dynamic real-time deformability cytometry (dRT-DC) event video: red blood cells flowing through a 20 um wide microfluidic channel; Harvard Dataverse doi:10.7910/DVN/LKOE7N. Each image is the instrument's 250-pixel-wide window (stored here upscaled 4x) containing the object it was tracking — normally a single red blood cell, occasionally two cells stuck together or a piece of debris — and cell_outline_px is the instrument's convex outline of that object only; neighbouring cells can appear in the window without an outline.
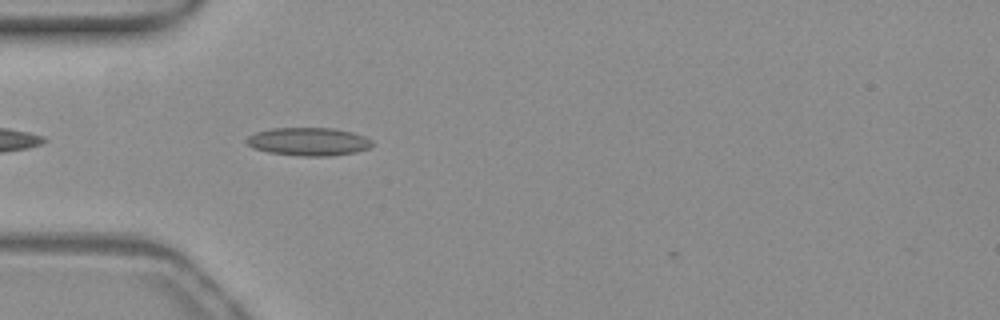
{"species": "common noctule bat (a hibernating species)", "species_latin": "Nyctalus noctula", "temperature_condition": "warm", "stored_images_in_passage": 13, "camera_frame_rate_fps": 3000, "um_per_image_px": 0.085, "animal": {"sex": "female", "body_mass_g": 19.3, "forearm_length_mm": 54.1}, "frame": {"image": 1, "passage_image": 1, "time_ms": 0.0, "image_size_px": [1000, 320], "cell_outline_px": [[372, 144], [368, 148], [356, 152], [332, 156], [300, 156], [268, 152], [252, 148], [244, 140], [248, 136], [256, 132], [272, 128], [332, 128], [352, 132], [364, 136], [372, 140]], "centroid_in_image_um": [26.2, 12.04], "position_along_channel_um": 58.8, "area_um2": 20.63}}
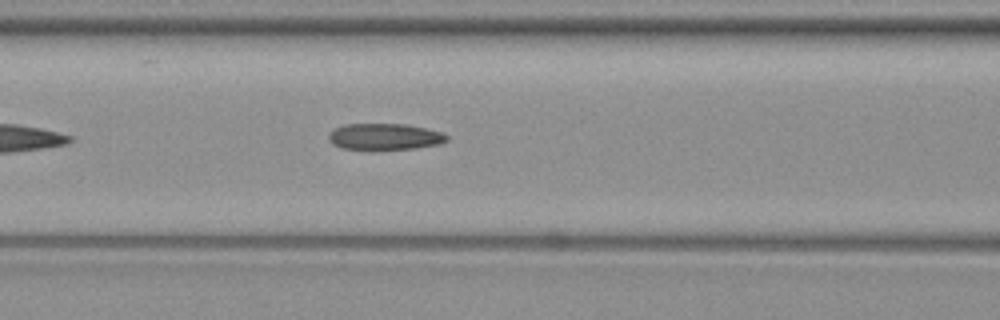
{"frame": {"image": 2, "passage_image": 7, "time_ms": 2.0, "image_size_px": [1000, 320], "cell_outline_px": [[448, 140], [440, 144], [416, 148], [340, 148], [332, 144], [328, 140], [328, 136], [336, 128], [344, 124], [408, 124], [440, 132], [448, 136]], "centroid_in_image_um": [32.7, 11.6], "position_along_channel_um": 133.9, "area_um2": 17.74}}
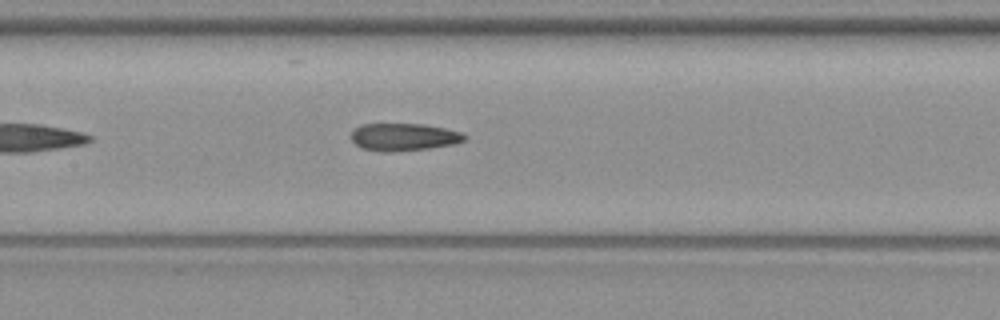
{"frame": {"image": 3, "passage_image": 10, "time_ms": 3.0, "image_size_px": [1000, 320], "cell_outline_px": [[468, 136], [464, 140], [456, 144], [432, 148], [392, 152], [380, 152], [360, 148], [352, 140], [352, 132], [360, 124], [424, 124], [444, 128], [460, 132]], "centroid_in_image_um": [34.33, 11.66], "position_along_channel_um": 173.1, "area_um2": 18.32}}